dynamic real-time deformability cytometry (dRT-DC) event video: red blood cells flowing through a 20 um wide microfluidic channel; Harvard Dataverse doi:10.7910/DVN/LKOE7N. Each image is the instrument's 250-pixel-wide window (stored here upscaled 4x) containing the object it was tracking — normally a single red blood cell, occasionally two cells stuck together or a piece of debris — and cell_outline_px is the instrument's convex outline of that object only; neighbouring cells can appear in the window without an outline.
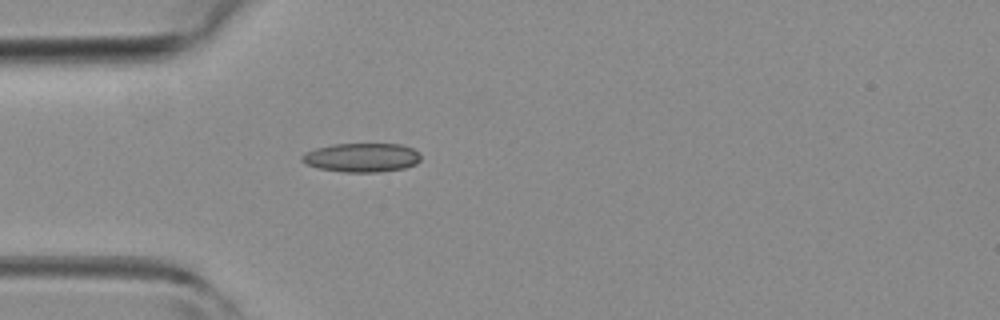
{"species": "common noctule bat (a hibernating species)", "species_latin": "Nyctalus noctula", "temperature_condition": "room temperature", "stored_images_in_passage": 2, "camera_frame_rate_fps": 3000, "um_per_image_px": 0.085, "animal": {"sex": "female", "body_mass_g": 19.3, "forearm_length_mm": 54.1}, "frame": {"image": 1, "passage_image": 2, "time_ms": 2.0, "image_size_px": [1000, 320], "cell_outline_px": [[420, 160], [416, 164], [404, 168], [380, 172], [344, 172], [320, 168], [304, 164], [300, 160], [300, 156], [304, 152], [316, 148], [332, 144], [400, 144], [412, 148], [420, 152]], "centroid_in_image_um": [30.73, 13.39], "position_along_channel_um": 54.3, "area_um2": 20.23}}